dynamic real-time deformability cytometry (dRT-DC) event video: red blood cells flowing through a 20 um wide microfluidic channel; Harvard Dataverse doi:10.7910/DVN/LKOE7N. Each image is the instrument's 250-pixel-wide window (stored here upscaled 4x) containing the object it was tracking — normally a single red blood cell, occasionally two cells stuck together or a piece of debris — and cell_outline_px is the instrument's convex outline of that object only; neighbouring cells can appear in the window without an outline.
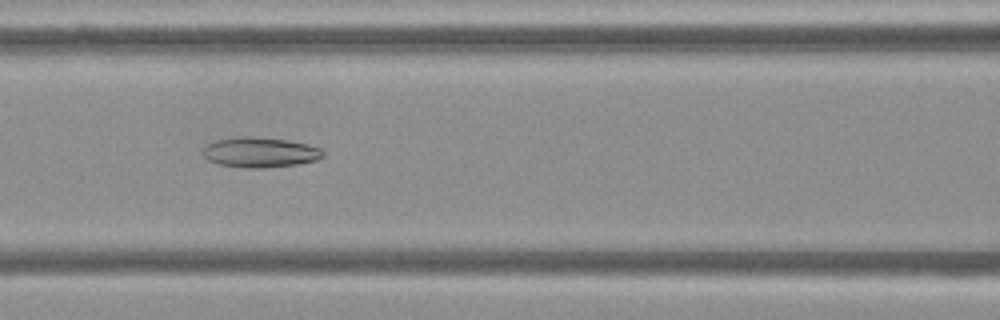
{"species": "Egyptian fruit bat (a non-hibernating species)", "species_latin": "Rousettus aegyptiacus", "temperature_condition": "cold", "stored_images_in_passage": 51, "camera_frame_rate_fps": 3000, "um_per_image_px": 0.085, "frame": {"image": 1, "passage_image": 20, "time_ms": 6.333, "image_size_px": [1000, 320], "cell_outline_px": [[324, 156], [316, 160], [296, 164], [260, 168], [248, 168], [216, 164], [208, 160], [204, 156], [204, 148], [208, 144], [216, 140], [240, 136], [252, 136], [284, 140], [308, 144], [320, 148], [324, 152]], "centroid_in_image_um": [22.09, 12.95], "position_along_channel_um": 144.5, "area_um2": 20.92}}
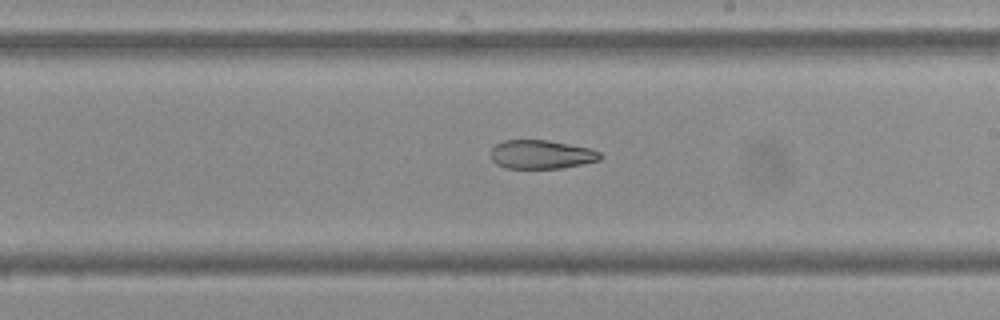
{"frame": {"image": 2, "passage_image": 28, "time_ms": 9.0, "image_size_px": [1000, 320], "cell_outline_px": [[604, 156], [600, 160], [584, 164], [560, 168], [504, 168], [496, 164], [492, 160], [488, 152], [496, 144], [504, 140], [548, 140], [592, 148], [600, 152]], "centroid_in_image_um": [46.02, 13.13], "position_along_channel_um": 243.0, "area_um2": 18.67}}
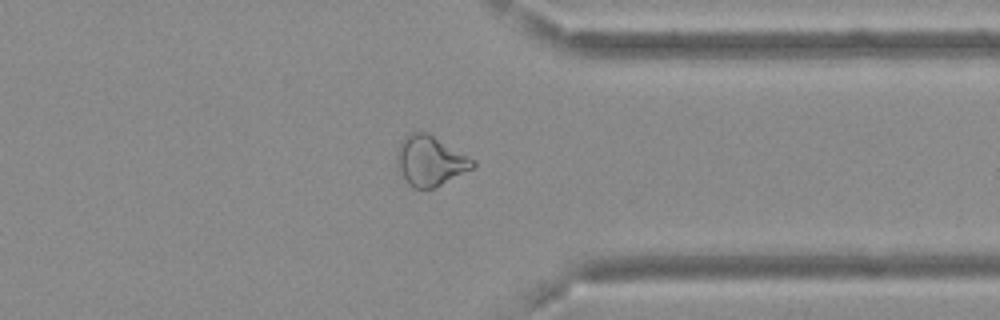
{"frame": {"image": 3, "passage_image": 39, "time_ms": 12.667, "image_size_px": [1000, 320], "cell_outline_px": [[476, 164], [472, 168], [432, 188], [412, 188], [408, 184], [396, 164], [396, 152], [404, 136], [412, 132], [428, 132], [476, 160]], "centroid_in_image_um": [36.55, 13.64], "position_along_channel_um": 374.9, "area_um2": 21.91}, "authors_computed_cell_mechanics": {"area_um2": 24.2182, "velocity_mm_per_s": 3.7017, "shape_relaxation_time_tau1_ms": null, "shape_relaxation_time_tau2_ms": 8.1432, "deformation_change_tau1": null, "deformation_change_tau2": 0.1704}}